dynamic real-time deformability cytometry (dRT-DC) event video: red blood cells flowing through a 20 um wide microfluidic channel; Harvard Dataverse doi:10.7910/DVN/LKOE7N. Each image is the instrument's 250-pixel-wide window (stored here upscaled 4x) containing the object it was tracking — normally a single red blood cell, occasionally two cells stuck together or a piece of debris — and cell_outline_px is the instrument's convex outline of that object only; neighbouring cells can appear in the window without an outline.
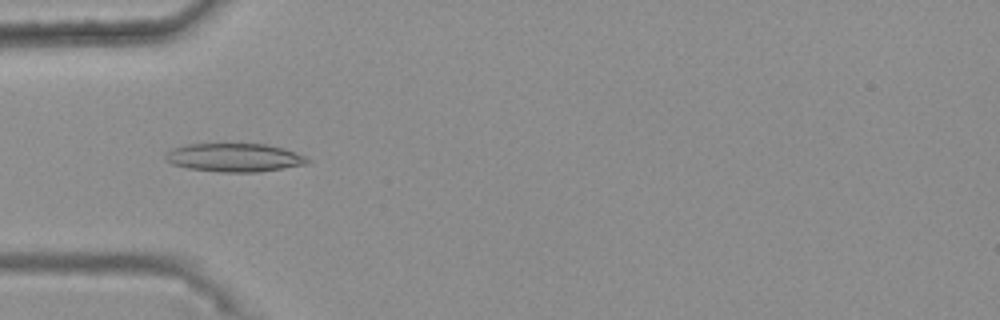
{"species": "common noctule bat (a hibernating species)", "species_latin": "Nyctalus noctula", "temperature_condition": "warm", "stored_images_in_passage": 47, "camera_frame_rate_fps": 3000, "um_per_image_px": 0.085, "animal": {"sex": "female", "body_mass_g": 25.1}, "frame": {"image": 1, "passage_image": 17, "time_ms": 5.333, "image_size_px": [1000, 320], "cell_outline_px": [[312, 160], [308, 164], [260, 172], [220, 172], [188, 168], [172, 164], [164, 156], [168, 152], [176, 148], [188, 144], [264, 144], [284, 148], [296, 152]], "centroid_in_image_um": [19.99, 13.4], "position_along_channel_um": 65.0, "area_um2": 23.41}}
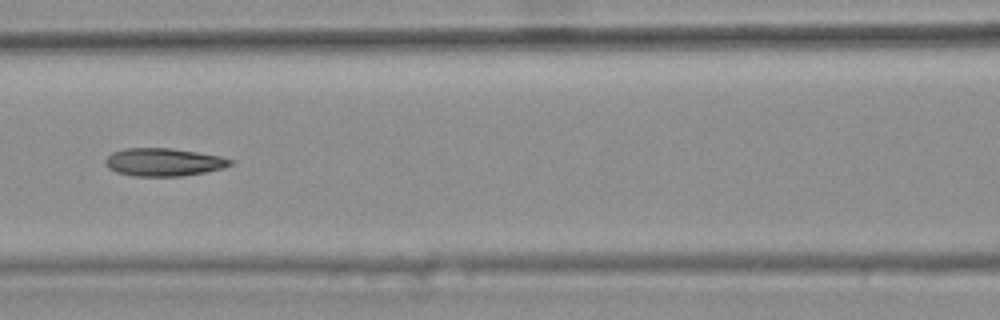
{"frame": {"image": 2, "passage_image": 24, "time_ms": 7.667, "image_size_px": [1000, 320], "cell_outline_px": [[236, 164], [224, 168], [204, 172], [180, 176], [132, 176], [116, 172], [108, 168], [104, 164], [104, 160], [112, 152], [128, 148], [172, 148], [220, 156], [236, 160]], "centroid_in_image_um": [13.94, 13.78], "position_along_channel_um": 152.7, "area_um2": 20.52}}
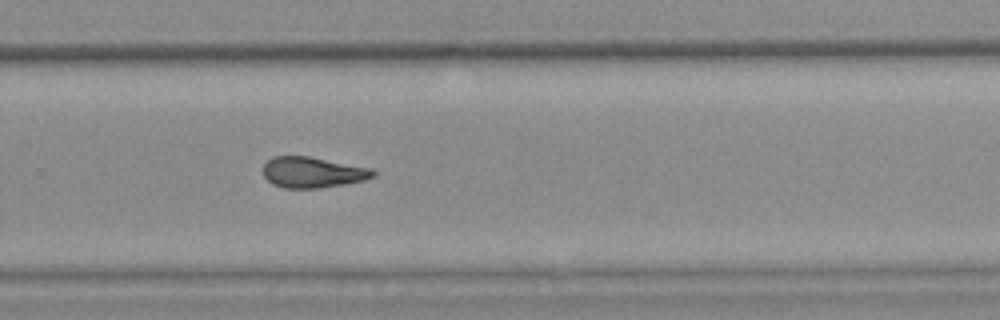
{"frame": {"image": 3, "passage_image": 36, "time_ms": 11.667, "image_size_px": [1000, 320], "cell_outline_px": [[376, 176], [364, 180], [344, 184], [320, 188], [284, 188], [272, 184], [264, 176], [264, 164], [272, 156], [308, 156], [372, 168], [376, 172]], "centroid_in_image_um": [26.59, 14.65], "position_along_channel_um": 303.2, "area_um2": 19.77}, "authors_computed_cell_mechanics": {"area_um2": 20.7502, "velocity_mm_per_s": 3.7763, "shape_relaxation_time_tau1_ms": null, "shape_relaxation_time_tau2_ms": 6.2109, "deformation_change_tau1": null, "deformation_change_tau2": 0.1574}}